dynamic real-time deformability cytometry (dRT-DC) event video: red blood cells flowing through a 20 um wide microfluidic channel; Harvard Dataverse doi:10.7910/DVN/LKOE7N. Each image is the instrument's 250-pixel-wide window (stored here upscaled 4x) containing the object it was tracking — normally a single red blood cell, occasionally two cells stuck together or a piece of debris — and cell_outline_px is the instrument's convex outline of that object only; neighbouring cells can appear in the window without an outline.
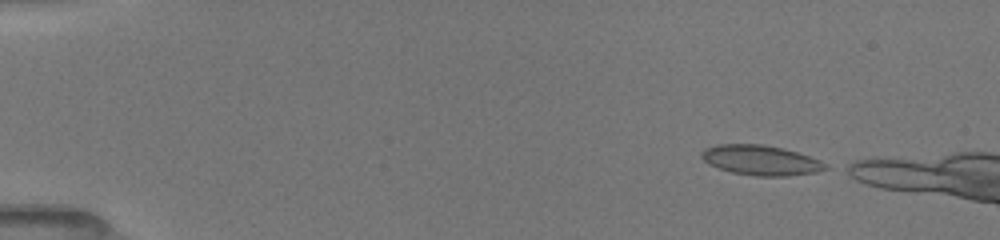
{"species": "common noctule bat (a hibernating species)", "species_latin": "Nyctalus noctula", "temperature_condition": "room temperature", "stored_images_in_passage": 5, "camera_frame_rate_fps": 3000, "um_per_image_px": 0.085, "animal": {"sex": "female", "body_mass_g": 19.5, "forearm_length_mm": 54.1}, "frame": {"image": 1, "passage_image": 1, "time_ms": 0.0, "image_size_px": [1000, 240], "cell_outline_px": [[832, 168], [816, 172], [788, 176], [756, 176], [732, 172], [708, 164], [700, 156], [700, 152], [704, 148], [716, 144], [764, 144], [784, 148], [820, 160], [828, 164]], "centroid_in_image_um": [64.68, 13.61], "position_along_channel_um": 20.3, "area_um2": 21.85}}